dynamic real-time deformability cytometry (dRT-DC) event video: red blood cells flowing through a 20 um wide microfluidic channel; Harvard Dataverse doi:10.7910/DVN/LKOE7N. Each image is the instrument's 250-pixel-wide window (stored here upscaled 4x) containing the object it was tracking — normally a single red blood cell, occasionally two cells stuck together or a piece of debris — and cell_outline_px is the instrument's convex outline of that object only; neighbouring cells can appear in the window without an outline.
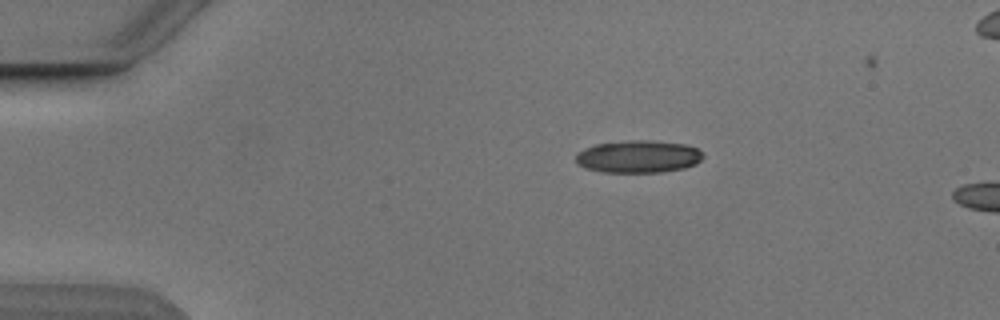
{"species": "Egyptian fruit bat (a non-hibernating species)", "species_latin": "Rousettus aegyptiacus", "temperature_condition": "cold", "stored_images_in_passage": 3, "camera_frame_rate_fps": 3000, "um_per_image_px": 0.085, "animal": {"sex": "male"}, "frame": {"image": 1, "passage_image": 1, "time_ms": 0.0, "image_size_px": [1000, 320], "cell_outline_px": [[704, 156], [696, 164], [684, 168], [660, 172], [604, 172], [584, 168], [576, 164], [576, 152], [584, 148], [596, 144], [628, 140], [652, 140], [688, 144], [704, 152]], "centroid_in_image_um": [54.26, 13.3], "position_along_channel_um": 30.7, "area_um2": 24.39}}